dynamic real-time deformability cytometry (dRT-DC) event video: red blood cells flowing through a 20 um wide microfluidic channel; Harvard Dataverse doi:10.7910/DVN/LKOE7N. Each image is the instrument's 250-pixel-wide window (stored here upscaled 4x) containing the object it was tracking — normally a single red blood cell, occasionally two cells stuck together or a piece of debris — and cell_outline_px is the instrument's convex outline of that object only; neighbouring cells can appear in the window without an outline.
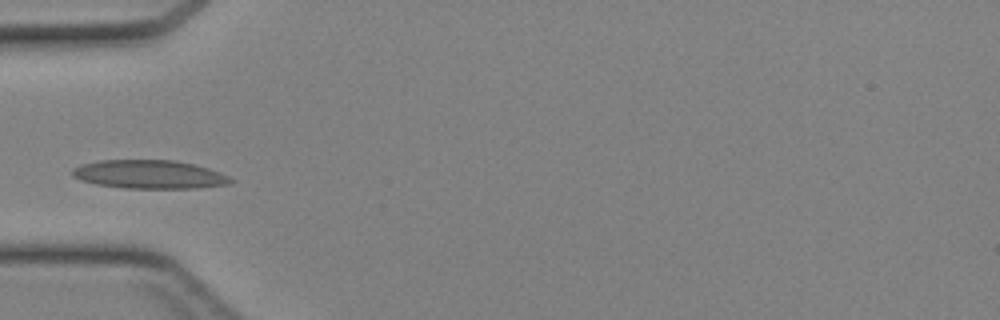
{"species": "Egyptian fruit bat (a non-hibernating species)", "species_latin": "Rousettus aegyptiacus", "temperature_condition": "cold", "stored_images_in_passage": 31, "camera_frame_rate_fps": 3000, "um_per_image_px": 0.085, "animal": {"sex": "female"}, "frame": {"image": 1, "passage_image": 1, "time_ms": 0.0, "image_size_px": [1000, 320], "cell_outline_px": [[236, 180], [232, 184], [196, 188], [124, 188], [96, 184], [80, 180], [72, 176], [72, 168], [80, 164], [100, 160], [176, 160], [208, 168], [220, 172]], "centroid_in_image_um": [12.7, 14.82], "position_along_channel_um": 72.3, "area_um2": 26.53}}
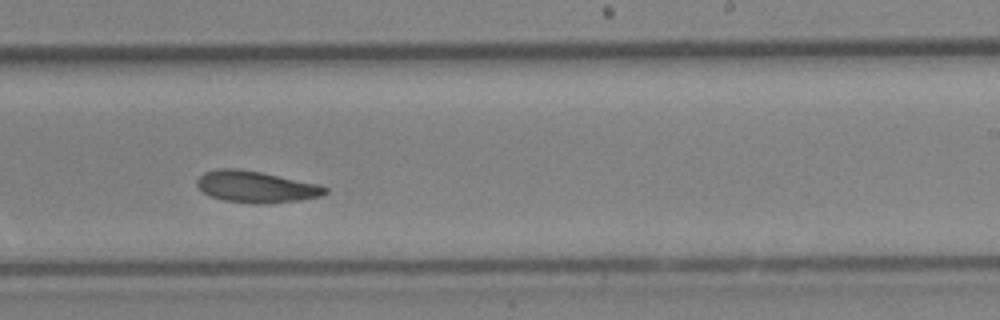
{"frame": {"image": 2, "passage_image": 14, "time_ms": 4.333, "image_size_px": [1000, 320], "cell_outline_px": [[328, 192], [320, 196], [300, 200], [264, 204], [252, 204], [224, 200], [212, 196], [204, 192], [196, 184], [196, 180], [204, 172], [216, 168], [236, 168], [260, 172], [320, 184], [328, 188]], "centroid_in_image_um": [21.77, 15.87], "position_along_channel_um": 267.2, "area_um2": 23.58}}
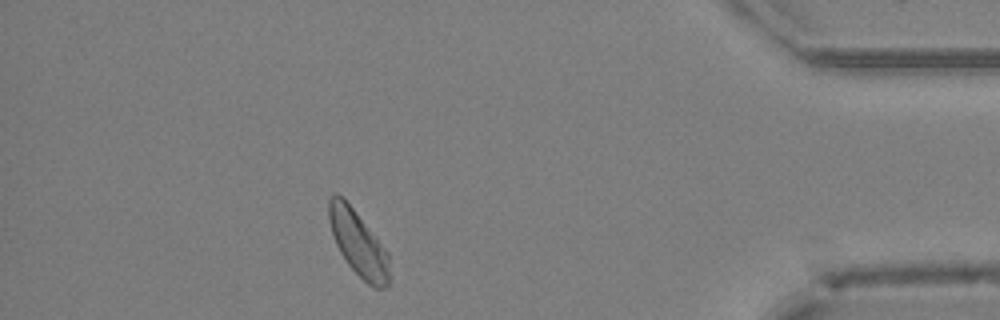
{"frame": {"image": 3, "passage_image": 26, "time_ms": 8.333, "image_size_px": [1000, 320], "cell_outline_px": [[388, 284], [384, 288], [372, 288], [348, 264], [340, 252], [336, 244], [328, 220], [328, 200], [336, 192], [352, 208], [388, 252]], "centroid_in_image_um": [30.43, 20.69], "position_along_channel_um": 404.8, "area_um2": 22.31}}